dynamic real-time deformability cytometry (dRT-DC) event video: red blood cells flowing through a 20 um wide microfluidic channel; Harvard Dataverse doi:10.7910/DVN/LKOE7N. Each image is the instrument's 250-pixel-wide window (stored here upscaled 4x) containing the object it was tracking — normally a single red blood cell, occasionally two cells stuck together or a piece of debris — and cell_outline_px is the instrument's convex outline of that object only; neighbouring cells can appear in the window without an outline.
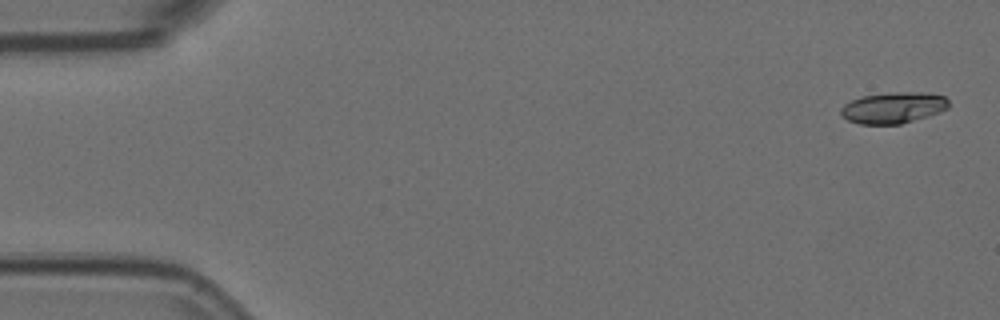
{"species": "Egyptian fruit bat (a non-hibernating species)", "species_latin": "Rousettus aegyptiacus", "temperature_condition": "room temperature", "stored_images_in_passage": 5, "camera_frame_rate_fps": 3000, "um_per_image_px": 0.085, "animal": {"sex": "female"}, "frame": {"image": 1, "passage_image": 1, "time_ms": 0.0, "image_size_px": [1000, 320], "cell_outline_px": [[948, 108], [940, 112], [928, 116], [900, 124], [860, 124], [848, 120], [840, 112], [840, 108], [844, 104], [852, 100], [864, 96], [892, 92], [928, 92], [944, 96], [948, 100]], "centroid_in_image_um": [75.95, 9.15], "position_along_channel_um": 9.0, "area_um2": 19.54}}
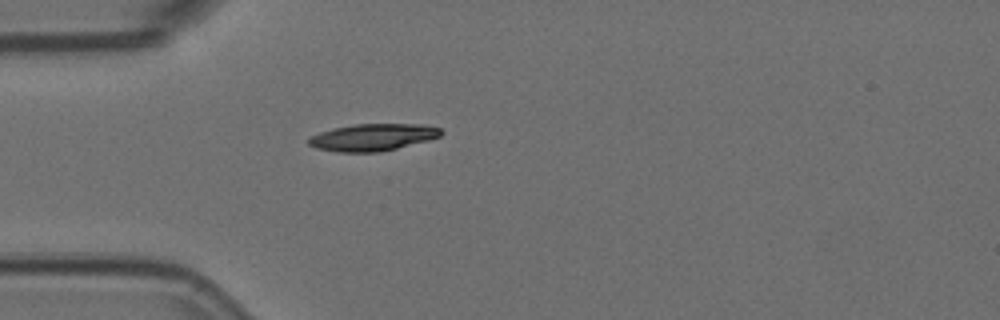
{"frame": {"image": 2, "passage_image": 5, "time_ms": 1.333, "image_size_px": [1000, 320], "cell_outline_px": [[444, 132], [440, 136], [428, 140], [380, 152], [336, 152], [316, 148], [308, 144], [308, 136], [332, 128], [352, 124], [424, 124], [440, 128]], "centroid_in_image_um": [31.65, 11.66], "position_along_channel_um": 53.3, "area_um2": 20.98}}